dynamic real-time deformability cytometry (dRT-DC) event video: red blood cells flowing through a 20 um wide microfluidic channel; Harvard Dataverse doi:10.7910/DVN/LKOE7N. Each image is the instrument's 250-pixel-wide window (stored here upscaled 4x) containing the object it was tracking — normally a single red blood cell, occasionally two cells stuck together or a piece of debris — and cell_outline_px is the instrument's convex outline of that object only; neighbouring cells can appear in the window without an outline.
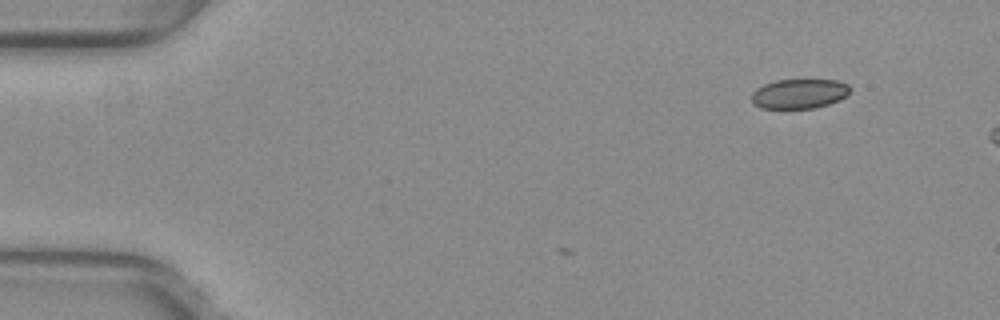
{"species": "common noctule bat (a hibernating species)", "species_latin": "Nyctalus noctula", "temperature_condition": "warm", "stored_images_in_passage": 3, "camera_frame_rate_fps": 3000, "um_per_image_px": 0.085, "animal": {"sex": "female", "body_mass_g": 29.2, "forearm_length_mm": 56.3}, "frame": {"image": 1, "passage_image": 1, "time_ms": 0.0, "image_size_px": [1000, 320], "cell_outline_px": [[852, 88], [848, 96], [828, 104], [816, 108], [760, 108], [752, 104], [752, 92], [756, 88], [764, 84], [776, 80], [836, 80], [848, 84]], "centroid_in_image_um": [67.95, 7.97], "position_along_channel_um": 17.1, "area_um2": 17.17}}